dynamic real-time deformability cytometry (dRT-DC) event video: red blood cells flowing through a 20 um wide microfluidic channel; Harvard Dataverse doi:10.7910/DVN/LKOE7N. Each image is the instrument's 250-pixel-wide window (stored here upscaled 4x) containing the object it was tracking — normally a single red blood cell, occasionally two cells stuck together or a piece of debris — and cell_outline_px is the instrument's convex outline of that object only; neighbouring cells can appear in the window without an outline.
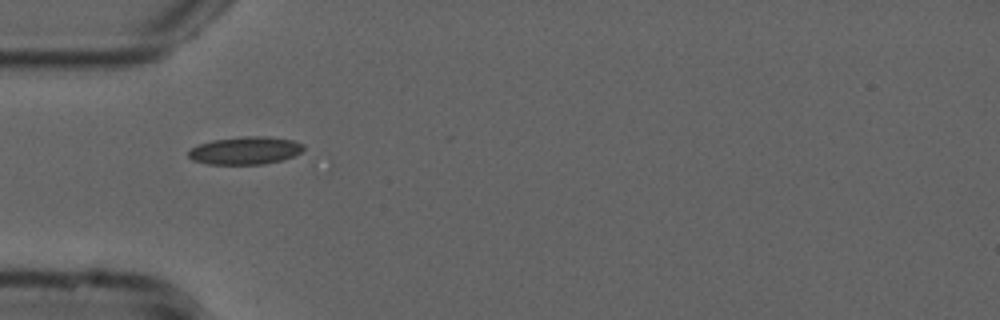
{"species": "common noctule bat (a hibernating species)", "species_latin": "Nyctalus noctula", "temperature_condition": "cold", "stored_images_in_passage": 10, "camera_frame_rate_fps": 3000, "um_per_image_px": 0.085, "animal": {"sex": "male", "forearm_length_mm": 52.5}, "frame": {"image": 1, "passage_image": 1, "time_ms": 0.0, "image_size_px": [1000, 320], "cell_outline_px": [[304, 148], [300, 152], [284, 160], [264, 164], [208, 164], [192, 160], [188, 156], [188, 152], [192, 148], [200, 144], [212, 140], [244, 136], [268, 136], [292, 140], [304, 144]], "centroid_in_image_um": [20.86, 12.79], "position_along_channel_um": 64.1, "area_um2": 18.61}}
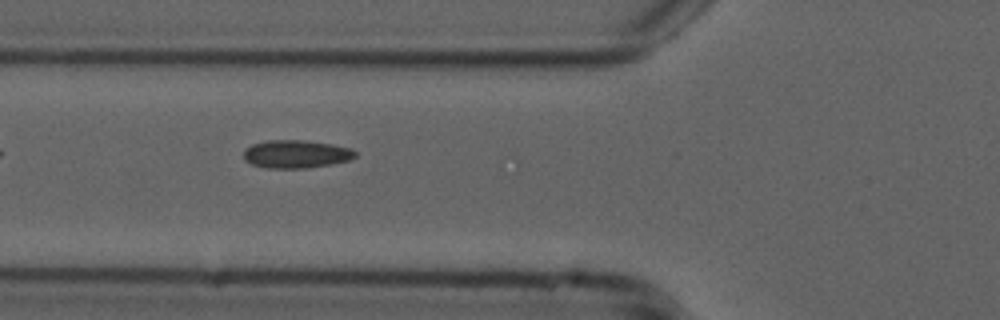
{"frame": {"image": 2, "passage_image": 4, "time_ms": 1.0, "image_size_px": [1000, 320], "cell_outline_px": [[356, 156], [348, 160], [332, 164], [308, 168], [264, 168], [252, 164], [244, 160], [244, 148], [252, 144], [268, 140], [300, 140], [328, 144], [352, 148], [356, 152]], "centroid_in_image_um": [25.13, 13.1], "position_along_channel_um": 100.7, "area_um2": 18.21}}
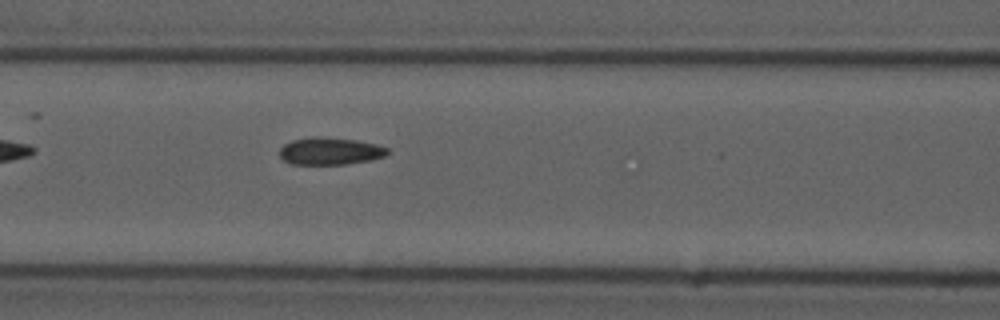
{"frame": {"image": 3, "passage_image": 7, "time_ms": 2.0, "image_size_px": [1000, 320], "cell_outline_px": [[392, 152], [384, 156], [372, 160], [344, 164], [292, 164], [284, 160], [280, 156], [280, 148], [284, 144], [292, 140], [312, 136], [316, 136], [356, 140], [376, 144], [388, 148]], "centroid_in_image_um": [28.08, 12.84], "position_along_channel_um": 138.5, "area_um2": 17.22}}